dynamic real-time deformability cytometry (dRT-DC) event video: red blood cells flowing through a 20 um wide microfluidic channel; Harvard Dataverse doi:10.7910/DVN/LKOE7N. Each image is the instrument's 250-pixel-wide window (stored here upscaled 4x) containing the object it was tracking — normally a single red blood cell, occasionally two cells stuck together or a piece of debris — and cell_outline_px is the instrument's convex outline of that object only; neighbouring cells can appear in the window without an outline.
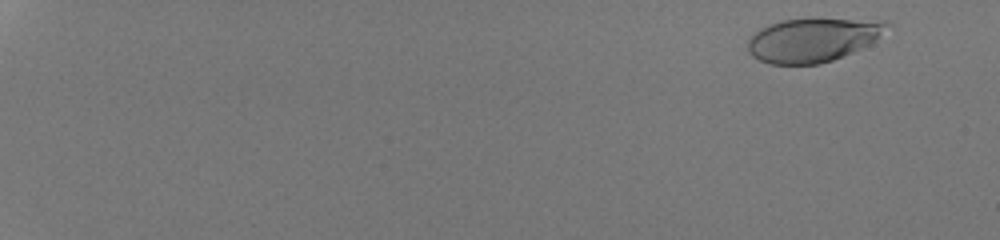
{"species": "human", "species_latin": "Homo sapiens", "temperature_condition": "room temperature", "stored_images_in_passage": 53, "camera_frame_rate_fps": 3000, "um_per_image_px": 0.085, "donor": {"sex": "male"}, "frame": {"image": 1, "passage_image": 4, "time_ms": 1.0, "image_size_px": [1000, 240], "cell_outline_px": [[892, 24], [868, 44], [852, 52], [832, 60], [820, 64], [772, 64], [760, 60], [752, 56], [748, 52], [748, 40], [760, 28], [768, 24], [780, 20], [812, 16], [888, 20]], "centroid_in_image_um": [69.1, 3.32], "position_along_channel_um": 15.9, "area_um2": 36.36}}
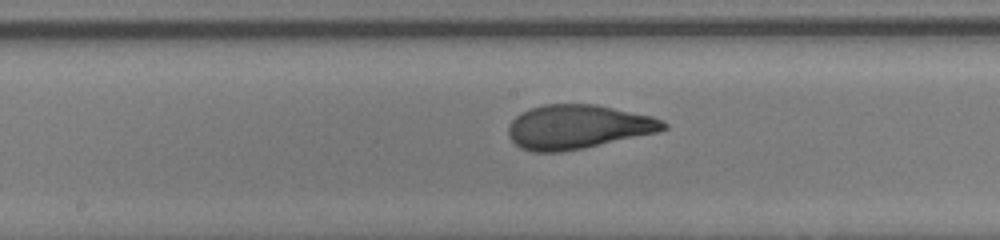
{"frame": {"image": 2, "passage_image": 33, "time_ms": 10.667, "image_size_px": [1000, 240], "cell_outline_px": [[668, 128], [660, 132], [584, 148], [560, 152], [532, 152], [520, 148], [508, 136], [508, 124], [520, 112], [528, 108], [544, 104], [596, 104], [652, 116], [668, 124]], "centroid_in_image_um": [49.1, 10.78], "position_along_channel_um": 199.1, "area_um2": 40.17}}
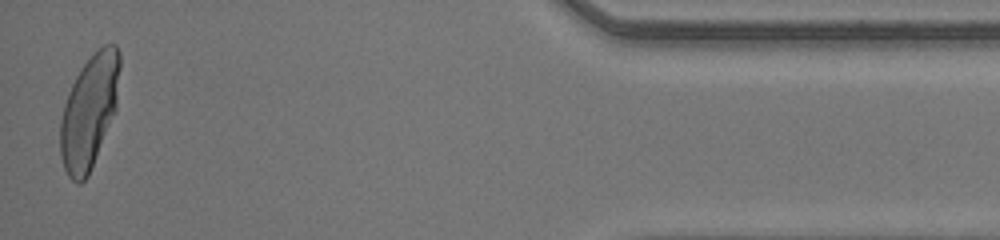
{"frame": {"image": 3, "passage_image": 53, "time_ms": 17.333, "image_size_px": [1000, 240], "cell_outline_px": [[120, 68], [116, 112], [88, 176], [80, 184], [76, 184], [68, 176], [64, 168], [60, 156], [60, 120], [64, 104], [68, 92], [80, 68], [104, 44], [116, 44], [120, 52]], "centroid_in_image_um": [7.59, 9.5], "position_along_channel_um": 427.6, "area_um2": 39.59}, "authors_computed_cell_mechanics": {"area_um2": 38.7838, "velocity_mm_per_s": 4.2467, "shape_relaxation_time_tau1_ms": 5.9104, "shape_relaxation_time_tau2_ms": null, "deformation_change_tau1": 0.261, "deformation_change_tau2": null}}